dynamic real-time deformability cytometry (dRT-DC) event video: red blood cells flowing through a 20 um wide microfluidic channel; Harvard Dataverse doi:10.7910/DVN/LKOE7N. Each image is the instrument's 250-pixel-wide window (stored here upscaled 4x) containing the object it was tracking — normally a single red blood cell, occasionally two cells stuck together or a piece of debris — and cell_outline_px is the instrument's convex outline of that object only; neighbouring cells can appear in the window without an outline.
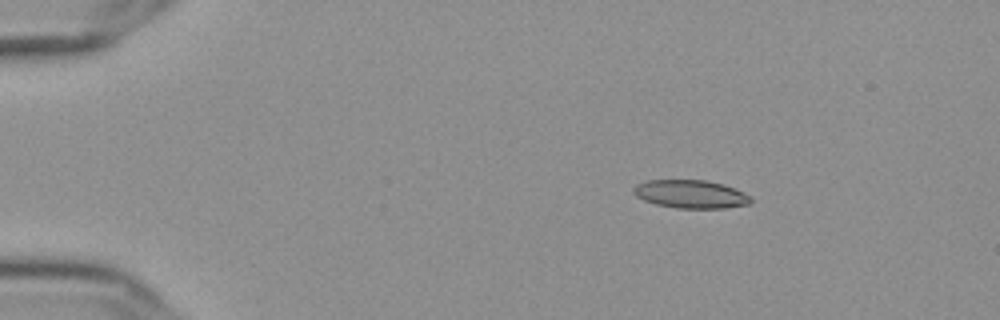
{"species": "Egyptian fruit bat (a non-hibernating species)", "species_latin": "Rousettus aegyptiacus", "temperature_condition": "cold", "stored_images_in_passage": 56, "camera_frame_rate_fps": 3000, "um_per_image_px": 0.085, "frame": {"image": 1, "passage_image": 9, "time_ms": 2.667, "image_size_px": [1000, 320], "cell_outline_px": [[752, 200], [748, 204], [724, 208], [676, 208], [656, 204], [644, 200], [636, 196], [632, 192], [632, 188], [636, 184], [648, 180], [708, 180], [724, 184], [744, 192], [752, 196]], "centroid_in_image_um": [58.71, 16.49], "position_along_channel_um": 26.3, "area_um2": 19.42}}
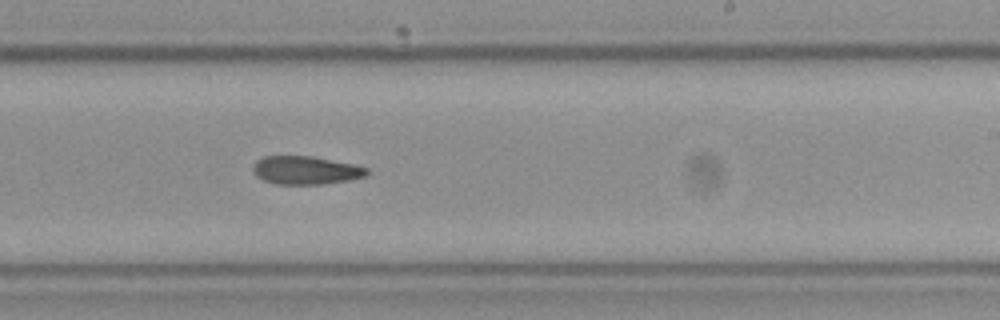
{"frame": {"image": 2, "passage_image": 35, "time_ms": 11.333, "image_size_px": [1000, 320], "cell_outline_px": [[368, 172], [364, 176], [348, 180], [324, 184], [276, 184], [264, 180], [256, 176], [252, 168], [256, 160], [264, 156], [312, 156], [352, 164], [368, 168]], "centroid_in_image_um": [25.95, 14.47], "position_along_channel_um": 263.0, "area_um2": 18.61}}
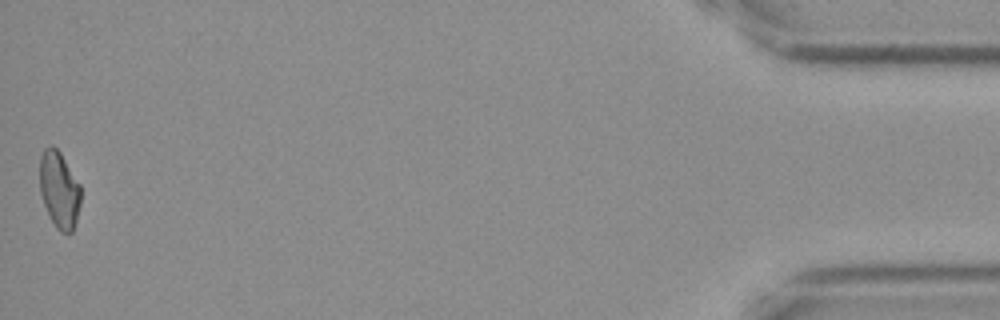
{"frame": {"image": 3, "passage_image": 56, "time_ms": 18.333, "image_size_px": [1000, 320], "cell_outline_px": [[80, 204], [76, 220], [72, 232], [60, 232], [56, 228], [44, 204], [40, 192], [40, 156], [44, 148], [48, 144], [52, 144], [60, 152], [80, 184]], "centroid_in_image_um": [5.03, 16.09], "position_along_channel_um": 430.2, "area_um2": 18.26}}